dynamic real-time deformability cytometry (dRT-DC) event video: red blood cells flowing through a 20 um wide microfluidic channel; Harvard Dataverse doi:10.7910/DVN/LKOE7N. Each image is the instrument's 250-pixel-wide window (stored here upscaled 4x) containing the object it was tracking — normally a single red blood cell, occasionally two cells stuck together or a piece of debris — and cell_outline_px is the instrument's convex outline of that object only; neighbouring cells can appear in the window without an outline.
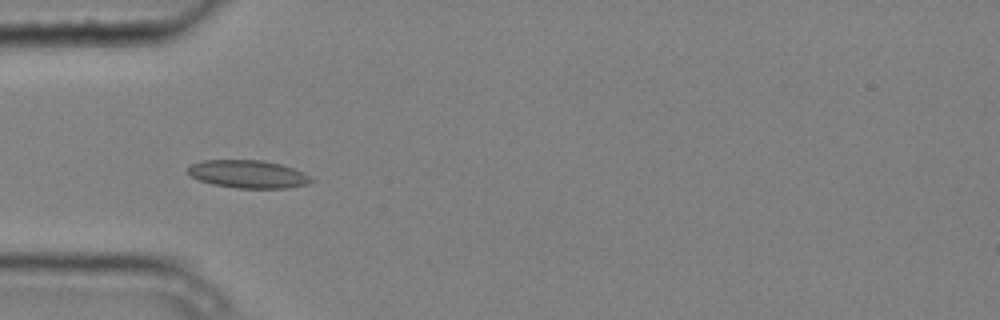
{"species": "common noctule bat (a hibernating species)", "species_latin": "Nyctalus noctula", "temperature_condition": "cold", "stored_images_in_passage": 5, "camera_frame_rate_fps": 3000, "um_per_image_px": 0.085, "animal": {"sex": "male", "body_mass_g": 20.4}, "frame": {"image": 1, "passage_image": 4, "time_ms": 1.0, "image_size_px": [1000, 320], "cell_outline_px": [[312, 180], [308, 184], [288, 188], [236, 188], [212, 184], [200, 180], [192, 176], [188, 172], [188, 168], [192, 164], [204, 160], [264, 160], [280, 164], [304, 172]], "centroid_in_image_um": [21.09, 14.8], "position_along_channel_um": 63.9, "area_um2": 19.88}}
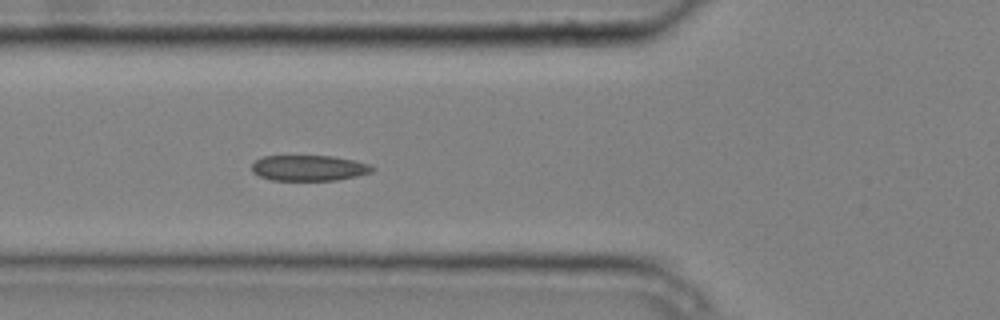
{"frame": {"image": 2, "passage_image": 5, "time_ms": 1.333, "image_size_px": [1000, 320], "cell_outline_px": [[376, 168], [372, 172], [356, 176], [336, 180], [272, 180], [260, 176], [252, 172], [252, 164], [256, 160], [264, 156], [332, 156], [352, 160], [368, 164]], "centroid_in_image_um": [26.25, 14.28], "position_along_channel_um": 99.5, "area_um2": 17.86}}